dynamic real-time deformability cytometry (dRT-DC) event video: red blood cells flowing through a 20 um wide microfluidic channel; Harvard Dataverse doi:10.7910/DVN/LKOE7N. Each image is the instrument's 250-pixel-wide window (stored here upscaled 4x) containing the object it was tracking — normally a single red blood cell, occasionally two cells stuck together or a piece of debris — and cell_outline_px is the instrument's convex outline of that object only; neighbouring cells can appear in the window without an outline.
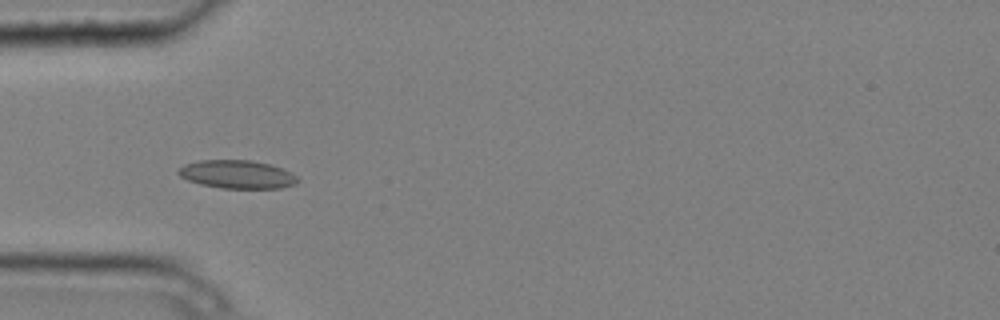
{"species": "common noctule bat (a hibernating species)", "species_latin": "Nyctalus noctula", "temperature_condition": "cold", "stored_images_in_passage": 8, "camera_frame_rate_fps": 3000, "um_per_image_px": 0.085, "animal": {"sex": "male", "body_mass_g": 20.4}, "frame": {"image": 1, "passage_image": 4, "time_ms": 1.0, "image_size_px": [1000, 320], "cell_outline_px": [[300, 180], [296, 184], [280, 188], [220, 188], [200, 184], [188, 180], [180, 176], [176, 172], [184, 164], [200, 160], [252, 160], [284, 168], [292, 172]], "centroid_in_image_um": [20.18, 14.82], "position_along_channel_um": 64.8, "area_um2": 19.77}}
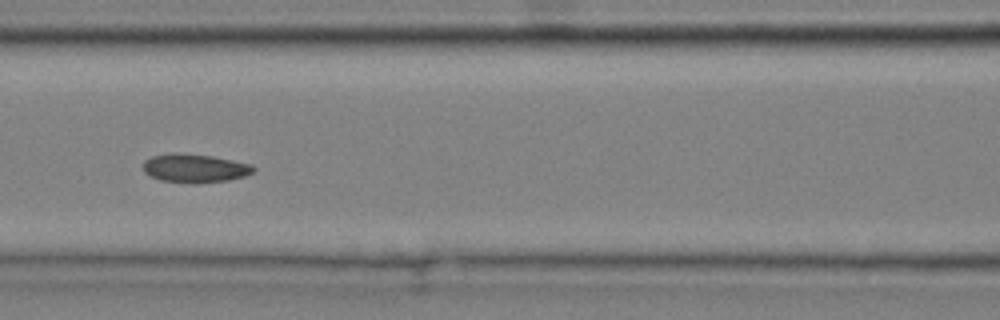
{"frame": {"image": 2, "passage_image": 6, "time_ms": 1.667, "image_size_px": [1000, 320], "cell_outline_px": [[256, 168], [252, 172], [244, 176], [228, 180], [196, 184], [160, 180], [144, 172], [144, 160], [152, 156], [172, 152], [176, 152], [212, 156], [252, 164]], "centroid_in_image_um": [16.55, 14.29], "position_along_channel_um": 150.0, "area_um2": 18.44}}
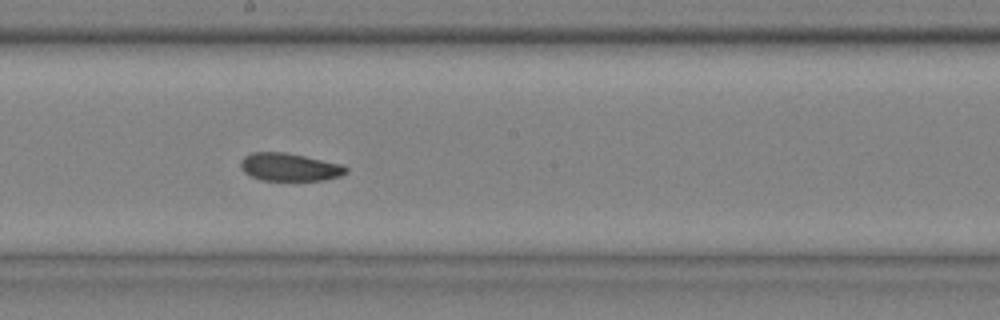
{"frame": {"image": 3, "passage_image": 8, "time_ms": 2.333, "image_size_px": [1000, 320], "cell_outline_px": [[348, 172], [340, 176], [324, 180], [260, 180], [244, 172], [240, 168], [240, 160], [244, 156], [252, 152], [288, 152], [344, 164], [348, 168]], "centroid_in_image_um": [24.63, 14.19], "position_along_channel_um": 223.6, "area_um2": 17.4}}